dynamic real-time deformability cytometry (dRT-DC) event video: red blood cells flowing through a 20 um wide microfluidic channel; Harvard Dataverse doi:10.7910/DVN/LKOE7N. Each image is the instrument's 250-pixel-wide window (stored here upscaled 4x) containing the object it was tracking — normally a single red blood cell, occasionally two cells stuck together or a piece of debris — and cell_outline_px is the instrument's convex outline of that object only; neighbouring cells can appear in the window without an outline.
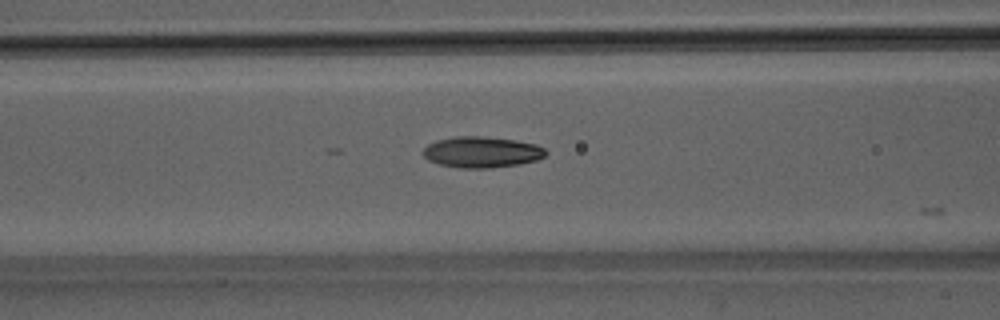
{"species": "Egyptian fruit bat (a non-hibernating species)", "species_latin": "Rousettus aegyptiacus", "temperature_condition": "room temperature", "stored_images_in_passage": 9, "camera_frame_rate_fps": 3000, "um_per_image_px": 0.085, "animal": {"sex": "male"}, "frame": {"image": 1, "passage_image": 5, "time_ms": 1.333, "image_size_px": [1000, 320], "cell_outline_px": [[548, 152], [544, 156], [536, 160], [520, 164], [492, 168], [460, 168], [440, 164], [428, 160], [424, 156], [424, 148], [428, 144], [436, 140], [452, 136], [484, 136], [516, 140], [536, 144], [544, 148]], "centroid_in_image_um": [40.96, 12.92], "position_along_channel_um": 125.6, "area_um2": 22.31}}